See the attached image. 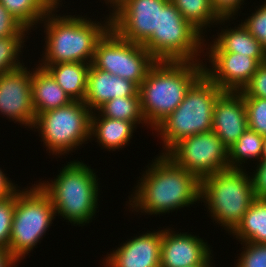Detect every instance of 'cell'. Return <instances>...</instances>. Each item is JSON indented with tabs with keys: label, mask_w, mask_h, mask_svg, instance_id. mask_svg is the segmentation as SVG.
Returning a JSON list of instances; mask_svg holds the SVG:
<instances>
[{
	"label": "cell",
	"mask_w": 266,
	"mask_h": 267,
	"mask_svg": "<svg viewBox=\"0 0 266 267\" xmlns=\"http://www.w3.org/2000/svg\"><path fill=\"white\" fill-rule=\"evenodd\" d=\"M159 155L146 166L129 197L134 213L160 216L200 201V180L166 154Z\"/></svg>",
	"instance_id": "cell-1"
},
{
	"label": "cell",
	"mask_w": 266,
	"mask_h": 267,
	"mask_svg": "<svg viewBox=\"0 0 266 267\" xmlns=\"http://www.w3.org/2000/svg\"><path fill=\"white\" fill-rule=\"evenodd\" d=\"M60 0L40 21L44 24L46 41L38 65L68 62L92 64L98 41L111 28V14L103 22L73 15H58ZM60 4V5H59ZM55 12V13H54ZM88 18V20H87ZM102 22V23H101ZM104 23V24H103ZM42 61V62H41Z\"/></svg>",
	"instance_id": "cell-2"
},
{
	"label": "cell",
	"mask_w": 266,
	"mask_h": 267,
	"mask_svg": "<svg viewBox=\"0 0 266 267\" xmlns=\"http://www.w3.org/2000/svg\"><path fill=\"white\" fill-rule=\"evenodd\" d=\"M204 73L203 61H157L139 86L143 118L152 131L183 101Z\"/></svg>",
	"instance_id": "cell-3"
},
{
	"label": "cell",
	"mask_w": 266,
	"mask_h": 267,
	"mask_svg": "<svg viewBox=\"0 0 266 267\" xmlns=\"http://www.w3.org/2000/svg\"><path fill=\"white\" fill-rule=\"evenodd\" d=\"M59 172L50 182H39V187L50 198L56 216H62L74 226L89 224L99 206L96 172L79 160L68 162Z\"/></svg>",
	"instance_id": "cell-4"
},
{
	"label": "cell",
	"mask_w": 266,
	"mask_h": 267,
	"mask_svg": "<svg viewBox=\"0 0 266 267\" xmlns=\"http://www.w3.org/2000/svg\"><path fill=\"white\" fill-rule=\"evenodd\" d=\"M223 93L203 73L188 89L180 105L154 129L164 145L162 154L183 138L211 131L214 105Z\"/></svg>",
	"instance_id": "cell-5"
},
{
	"label": "cell",
	"mask_w": 266,
	"mask_h": 267,
	"mask_svg": "<svg viewBox=\"0 0 266 267\" xmlns=\"http://www.w3.org/2000/svg\"><path fill=\"white\" fill-rule=\"evenodd\" d=\"M254 199L251 177L245 169L220 171L200 181V201L206 203L213 222L230 234Z\"/></svg>",
	"instance_id": "cell-6"
},
{
	"label": "cell",
	"mask_w": 266,
	"mask_h": 267,
	"mask_svg": "<svg viewBox=\"0 0 266 267\" xmlns=\"http://www.w3.org/2000/svg\"><path fill=\"white\" fill-rule=\"evenodd\" d=\"M55 216L50 198L38 184L16 191L8 249L19 262L40 244Z\"/></svg>",
	"instance_id": "cell-7"
},
{
	"label": "cell",
	"mask_w": 266,
	"mask_h": 267,
	"mask_svg": "<svg viewBox=\"0 0 266 267\" xmlns=\"http://www.w3.org/2000/svg\"><path fill=\"white\" fill-rule=\"evenodd\" d=\"M205 40L169 0L159 9L158 30L142 45L157 61L196 62L203 61L197 56L203 55Z\"/></svg>",
	"instance_id": "cell-8"
},
{
	"label": "cell",
	"mask_w": 266,
	"mask_h": 267,
	"mask_svg": "<svg viewBox=\"0 0 266 267\" xmlns=\"http://www.w3.org/2000/svg\"><path fill=\"white\" fill-rule=\"evenodd\" d=\"M91 113L84 101L73 100L65 106L36 115L32 129L39 132L46 151L58 157L64 156L78 146L80 148L85 141L89 143Z\"/></svg>",
	"instance_id": "cell-9"
},
{
	"label": "cell",
	"mask_w": 266,
	"mask_h": 267,
	"mask_svg": "<svg viewBox=\"0 0 266 267\" xmlns=\"http://www.w3.org/2000/svg\"><path fill=\"white\" fill-rule=\"evenodd\" d=\"M156 62L142 44L125 40L110 28L96 45L92 65L140 86Z\"/></svg>",
	"instance_id": "cell-10"
},
{
	"label": "cell",
	"mask_w": 266,
	"mask_h": 267,
	"mask_svg": "<svg viewBox=\"0 0 266 267\" xmlns=\"http://www.w3.org/2000/svg\"><path fill=\"white\" fill-rule=\"evenodd\" d=\"M166 155L200 181L230 169L228 149L212 130L183 138Z\"/></svg>",
	"instance_id": "cell-11"
},
{
	"label": "cell",
	"mask_w": 266,
	"mask_h": 267,
	"mask_svg": "<svg viewBox=\"0 0 266 267\" xmlns=\"http://www.w3.org/2000/svg\"><path fill=\"white\" fill-rule=\"evenodd\" d=\"M169 0H120L110 10L111 28L123 39L143 44L158 30L159 9Z\"/></svg>",
	"instance_id": "cell-12"
},
{
	"label": "cell",
	"mask_w": 266,
	"mask_h": 267,
	"mask_svg": "<svg viewBox=\"0 0 266 267\" xmlns=\"http://www.w3.org/2000/svg\"><path fill=\"white\" fill-rule=\"evenodd\" d=\"M31 81L32 70L25 65L0 76V114L30 129L36 117Z\"/></svg>",
	"instance_id": "cell-13"
},
{
	"label": "cell",
	"mask_w": 266,
	"mask_h": 267,
	"mask_svg": "<svg viewBox=\"0 0 266 267\" xmlns=\"http://www.w3.org/2000/svg\"><path fill=\"white\" fill-rule=\"evenodd\" d=\"M205 53L203 56H208L211 66L204 65V74L224 92L242 91L260 65L254 58L240 53Z\"/></svg>",
	"instance_id": "cell-14"
},
{
	"label": "cell",
	"mask_w": 266,
	"mask_h": 267,
	"mask_svg": "<svg viewBox=\"0 0 266 267\" xmlns=\"http://www.w3.org/2000/svg\"><path fill=\"white\" fill-rule=\"evenodd\" d=\"M188 232L162 230L160 267H191L203 263L210 255L207 242Z\"/></svg>",
	"instance_id": "cell-15"
},
{
	"label": "cell",
	"mask_w": 266,
	"mask_h": 267,
	"mask_svg": "<svg viewBox=\"0 0 266 267\" xmlns=\"http://www.w3.org/2000/svg\"><path fill=\"white\" fill-rule=\"evenodd\" d=\"M162 229L126 240L103 259L105 267H160Z\"/></svg>",
	"instance_id": "cell-16"
},
{
	"label": "cell",
	"mask_w": 266,
	"mask_h": 267,
	"mask_svg": "<svg viewBox=\"0 0 266 267\" xmlns=\"http://www.w3.org/2000/svg\"><path fill=\"white\" fill-rule=\"evenodd\" d=\"M247 129L243 95L240 92H224L214 105L212 131L229 149Z\"/></svg>",
	"instance_id": "cell-17"
},
{
	"label": "cell",
	"mask_w": 266,
	"mask_h": 267,
	"mask_svg": "<svg viewBox=\"0 0 266 267\" xmlns=\"http://www.w3.org/2000/svg\"><path fill=\"white\" fill-rule=\"evenodd\" d=\"M130 96H140L136 83L90 65L84 103L92 112L113 98Z\"/></svg>",
	"instance_id": "cell-18"
},
{
	"label": "cell",
	"mask_w": 266,
	"mask_h": 267,
	"mask_svg": "<svg viewBox=\"0 0 266 267\" xmlns=\"http://www.w3.org/2000/svg\"><path fill=\"white\" fill-rule=\"evenodd\" d=\"M219 32L214 41L209 42L206 51L240 53L254 58L259 64L266 62V50L242 22L234 28L226 25V29Z\"/></svg>",
	"instance_id": "cell-19"
},
{
	"label": "cell",
	"mask_w": 266,
	"mask_h": 267,
	"mask_svg": "<svg viewBox=\"0 0 266 267\" xmlns=\"http://www.w3.org/2000/svg\"><path fill=\"white\" fill-rule=\"evenodd\" d=\"M32 70L31 94L35 114L54 110L72 102L71 97L42 67Z\"/></svg>",
	"instance_id": "cell-20"
},
{
	"label": "cell",
	"mask_w": 266,
	"mask_h": 267,
	"mask_svg": "<svg viewBox=\"0 0 266 267\" xmlns=\"http://www.w3.org/2000/svg\"><path fill=\"white\" fill-rule=\"evenodd\" d=\"M135 128L132 122L103 117L99 113L97 115L96 111L91 113V140L96 138L99 146L108 151L123 149L130 144Z\"/></svg>",
	"instance_id": "cell-21"
},
{
	"label": "cell",
	"mask_w": 266,
	"mask_h": 267,
	"mask_svg": "<svg viewBox=\"0 0 266 267\" xmlns=\"http://www.w3.org/2000/svg\"><path fill=\"white\" fill-rule=\"evenodd\" d=\"M90 65L83 62H68L38 66L44 68L72 100L84 101Z\"/></svg>",
	"instance_id": "cell-22"
},
{
	"label": "cell",
	"mask_w": 266,
	"mask_h": 267,
	"mask_svg": "<svg viewBox=\"0 0 266 267\" xmlns=\"http://www.w3.org/2000/svg\"><path fill=\"white\" fill-rule=\"evenodd\" d=\"M231 234L240 243L266 244V199L255 198Z\"/></svg>",
	"instance_id": "cell-23"
},
{
	"label": "cell",
	"mask_w": 266,
	"mask_h": 267,
	"mask_svg": "<svg viewBox=\"0 0 266 267\" xmlns=\"http://www.w3.org/2000/svg\"><path fill=\"white\" fill-rule=\"evenodd\" d=\"M180 14L202 35L211 25L227 24L230 18H219L212 8L210 0H170ZM224 22V23H223ZM223 23V24H222ZM205 30V31H204ZM204 31V32H203Z\"/></svg>",
	"instance_id": "cell-24"
},
{
	"label": "cell",
	"mask_w": 266,
	"mask_h": 267,
	"mask_svg": "<svg viewBox=\"0 0 266 267\" xmlns=\"http://www.w3.org/2000/svg\"><path fill=\"white\" fill-rule=\"evenodd\" d=\"M60 0H0L6 9L28 30L37 24ZM35 25V26H34Z\"/></svg>",
	"instance_id": "cell-25"
},
{
	"label": "cell",
	"mask_w": 266,
	"mask_h": 267,
	"mask_svg": "<svg viewBox=\"0 0 266 267\" xmlns=\"http://www.w3.org/2000/svg\"><path fill=\"white\" fill-rule=\"evenodd\" d=\"M264 137L256 131L247 129L240 138L228 149L230 169H243L246 161L261 160ZM243 166V167H242Z\"/></svg>",
	"instance_id": "cell-26"
},
{
	"label": "cell",
	"mask_w": 266,
	"mask_h": 267,
	"mask_svg": "<svg viewBox=\"0 0 266 267\" xmlns=\"http://www.w3.org/2000/svg\"><path fill=\"white\" fill-rule=\"evenodd\" d=\"M96 112L103 117L132 122L136 127L140 123L147 126L141 111L140 96L113 98L100 106Z\"/></svg>",
	"instance_id": "cell-27"
},
{
	"label": "cell",
	"mask_w": 266,
	"mask_h": 267,
	"mask_svg": "<svg viewBox=\"0 0 266 267\" xmlns=\"http://www.w3.org/2000/svg\"><path fill=\"white\" fill-rule=\"evenodd\" d=\"M28 36H9L0 38V76L24 65L20 61L22 48Z\"/></svg>",
	"instance_id": "cell-28"
},
{
	"label": "cell",
	"mask_w": 266,
	"mask_h": 267,
	"mask_svg": "<svg viewBox=\"0 0 266 267\" xmlns=\"http://www.w3.org/2000/svg\"><path fill=\"white\" fill-rule=\"evenodd\" d=\"M247 110L248 128L266 136V99L244 97Z\"/></svg>",
	"instance_id": "cell-29"
},
{
	"label": "cell",
	"mask_w": 266,
	"mask_h": 267,
	"mask_svg": "<svg viewBox=\"0 0 266 267\" xmlns=\"http://www.w3.org/2000/svg\"><path fill=\"white\" fill-rule=\"evenodd\" d=\"M235 267H266V244L243 242Z\"/></svg>",
	"instance_id": "cell-30"
},
{
	"label": "cell",
	"mask_w": 266,
	"mask_h": 267,
	"mask_svg": "<svg viewBox=\"0 0 266 267\" xmlns=\"http://www.w3.org/2000/svg\"><path fill=\"white\" fill-rule=\"evenodd\" d=\"M15 200L16 192L9 198L0 200V248L9 247Z\"/></svg>",
	"instance_id": "cell-31"
},
{
	"label": "cell",
	"mask_w": 266,
	"mask_h": 267,
	"mask_svg": "<svg viewBox=\"0 0 266 267\" xmlns=\"http://www.w3.org/2000/svg\"><path fill=\"white\" fill-rule=\"evenodd\" d=\"M263 5L255 9L242 24L261 43L266 50V0Z\"/></svg>",
	"instance_id": "cell-32"
},
{
	"label": "cell",
	"mask_w": 266,
	"mask_h": 267,
	"mask_svg": "<svg viewBox=\"0 0 266 267\" xmlns=\"http://www.w3.org/2000/svg\"><path fill=\"white\" fill-rule=\"evenodd\" d=\"M28 32L29 31L0 2V38L26 36L29 35Z\"/></svg>",
	"instance_id": "cell-33"
},
{
	"label": "cell",
	"mask_w": 266,
	"mask_h": 267,
	"mask_svg": "<svg viewBox=\"0 0 266 267\" xmlns=\"http://www.w3.org/2000/svg\"><path fill=\"white\" fill-rule=\"evenodd\" d=\"M240 93L243 97H258L266 99V62L258 66L249 83Z\"/></svg>",
	"instance_id": "cell-34"
},
{
	"label": "cell",
	"mask_w": 266,
	"mask_h": 267,
	"mask_svg": "<svg viewBox=\"0 0 266 267\" xmlns=\"http://www.w3.org/2000/svg\"><path fill=\"white\" fill-rule=\"evenodd\" d=\"M215 13L219 18L235 19L236 14L240 10V6L244 5V0H210ZM234 17V18H233Z\"/></svg>",
	"instance_id": "cell-35"
},
{
	"label": "cell",
	"mask_w": 266,
	"mask_h": 267,
	"mask_svg": "<svg viewBox=\"0 0 266 267\" xmlns=\"http://www.w3.org/2000/svg\"><path fill=\"white\" fill-rule=\"evenodd\" d=\"M256 170L250 175L255 198L266 199V160L258 161Z\"/></svg>",
	"instance_id": "cell-36"
},
{
	"label": "cell",
	"mask_w": 266,
	"mask_h": 267,
	"mask_svg": "<svg viewBox=\"0 0 266 267\" xmlns=\"http://www.w3.org/2000/svg\"><path fill=\"white\" fill-rule=\"evenodd\" d=\"M6 175L2 168H0V200L9 198L20 188L19 186H15L18 184L12 183L11 179Z\"/></svg>",
	"instance_id": "cell-37"
},
{
	"label": "cell",
	"mask_w": 266,
	"mask_h": 267,
	"mask_svg": "<svg viewBox=\"0 0 266 267\" xmlns=\"http://www.w3.org/2000/svg\"><path fill=\"white\" fill-rule=\"evenodd\" d=\"M18 262L9 249L0 248V267H17Z\"/></svg>",
	"instance_id": "cell-38"
},
{
	"label": "cell",
	"mask_w": 266,
	"mask_h": 267,
	"mask_svg": "<svg viewBox=\"0 0 266 267\" xmlns=\"http://www.w3.org/2000/svg\"><path fill=\"white\" fill-rule=\"evenodd\" d=\"M212 260H213V257L210 255L203 263L198 264V265H194L191 267H213V265H212L213 262H211Z\"/></svg>",
	"instance_id": "cell-39"
},
{
	"label": "cell",
	"mask_w": 266,
	"mask_h": 267,
	"mask_svg": "<svg viewBox=\"0 0 266 267\" xmlns=\"http://www.w3.org/2000/svg\"><path fill=\"white\" fill-rule=\"evenodd\" d=\"M261 160H266V136L264 137Z\"/></svg>",
	"instance_id": "cell-40"
},
{
	"label": "cell",
	"mask_w": 266,
	"mask_h": 267,
	"mask_svg": "<svg viewBox=\"0 0 266 267\" xmlns=\"http://www.w3.org/2000/svg\"><path fill=\"white\" fill-rule=\"evenodd\" d=\"M105 4H110V6L108 5V7L111 9L118 1L120 0H104Z\"/></svg>",
	"instance_id": "cell-41"
}]
</instances>
